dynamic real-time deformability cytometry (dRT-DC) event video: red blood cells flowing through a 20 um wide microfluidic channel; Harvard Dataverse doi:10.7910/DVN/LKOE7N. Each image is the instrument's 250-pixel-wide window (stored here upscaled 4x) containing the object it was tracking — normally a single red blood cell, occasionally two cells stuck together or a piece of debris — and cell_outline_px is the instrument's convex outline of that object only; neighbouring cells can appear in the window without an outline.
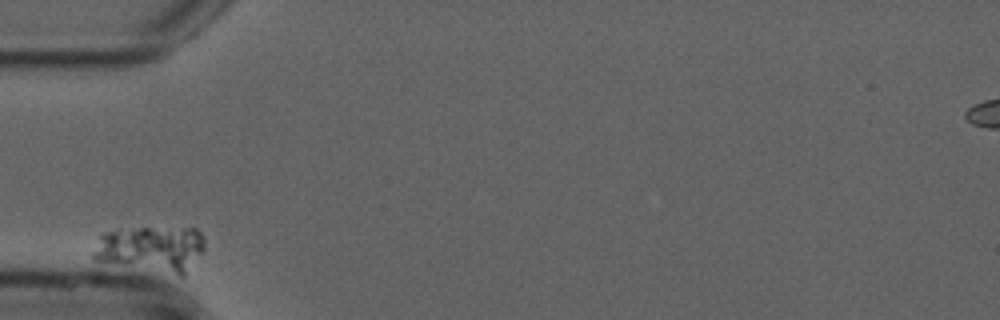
{"species": "common noctule bat (a hibernating species)", "species_latin": "Nyctalus noctula", "temperature_condition": "cold", "stored_images_in_passage": 32, "camera_frame_rate_fps": 3000, "um_per_image_px": 0.085, "animal": {"sex": "male", "forearm_length_mm": 52.5}, "frame": {"image": 1, "passage_image": 1, "time_ms": 0.0, "image_size_px": [1000, 320], "cell_outline_px": [[204, 252], [184, 276], [180, 276], [96, 260], [92, 256], [92, 252], [100, 232], [120, 228], [196, 228], [204, 236]], "centroid_in_image_um": [12.86, 21.14], "position_along_channel_um": 72.1, "area_um2": 30.4}}
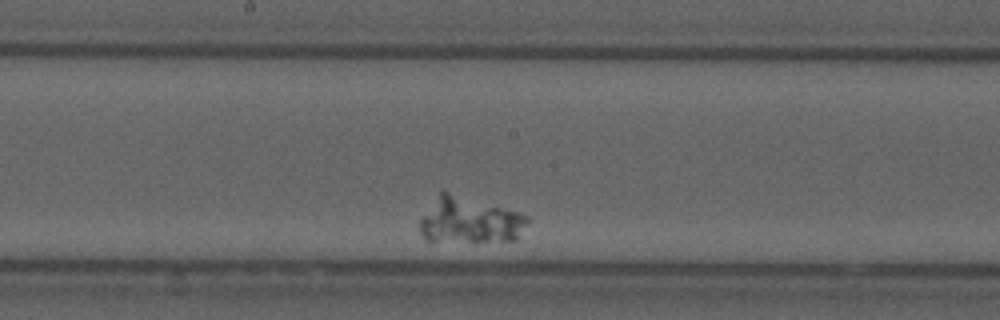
{"frame": {"image": 2, "passage_image": 15, "time_ms": 4.667, "image_size_px": [1000, 320], "cell_outline_px": [[532, 220], [516, 240], [424, 240], [420, 232], [420, 216], [440, 192], [444, 188], [520, 212], [528, 216]], "centroid_in_image_um": [39.94, 18.66], "position_along_channel_um": 208.3, "area_um2": 29.48}}
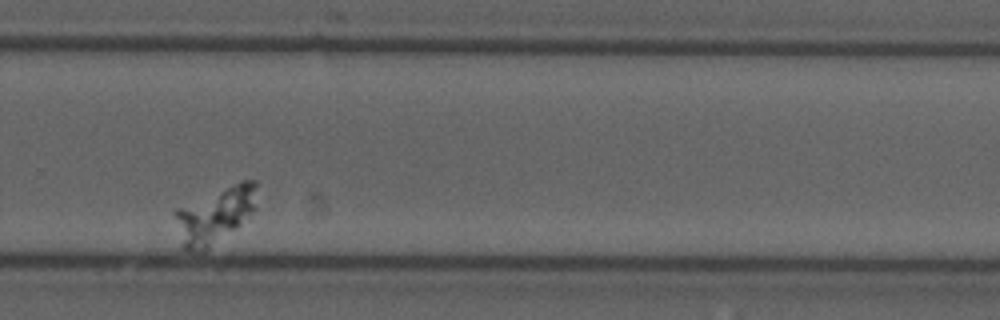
{"frame": {"image": 3, "passage_image": 25, "time_ms": 8.0, "image_size_px": [1000, 320], "cell_outline_px": [[256, 208], [236, 228], [204, 252], [188, 252], [180, 248], [172, 212], [176, 208], [240, 180], [256, 180]], "centroid_in_image_um": [18.2, 18.33], "position_along_channel_um": 311.6, "area_um2": 27.28}}